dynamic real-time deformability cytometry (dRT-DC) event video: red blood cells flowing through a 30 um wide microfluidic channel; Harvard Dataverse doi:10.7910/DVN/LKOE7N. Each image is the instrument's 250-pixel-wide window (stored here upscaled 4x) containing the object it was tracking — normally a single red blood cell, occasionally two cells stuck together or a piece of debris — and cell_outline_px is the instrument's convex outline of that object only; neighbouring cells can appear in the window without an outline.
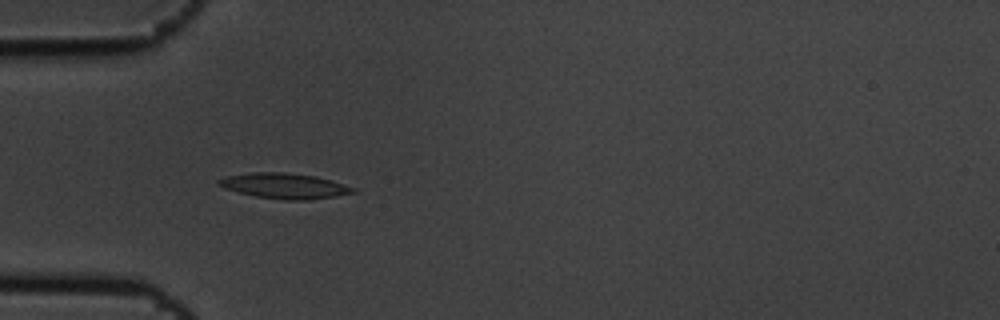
{"species": "common noctule bat (a hibernating species)", "species_latin": "Nyctalus noctula", "temperature_condition": "cold", "stored_images_in_passage": 4, "camera_frame_rate_fps": 3000, "um_per_image_px": 0.085, "animal": {"sex": "male", "body_mass_g": 19.5, "forearm_length_mm": 54.6}, "frame": {"image": 1, "passage_image": 3, "time_ms": 0.667, "image_size_px": [1000, 320], "cell_outline_px": [[356, 192], [336, 196], [308, 200], [284, 200], [256, 196], [224, 188], [216, 184], [216, 180], [224, 176], [252, 172], [284, 172], [316, 176], [332, 180], [356, 188]], "centroid_in_image_um": [24.17, 15.79], "position_along_channel_um": 60.8, "area_um2": 20.0}}
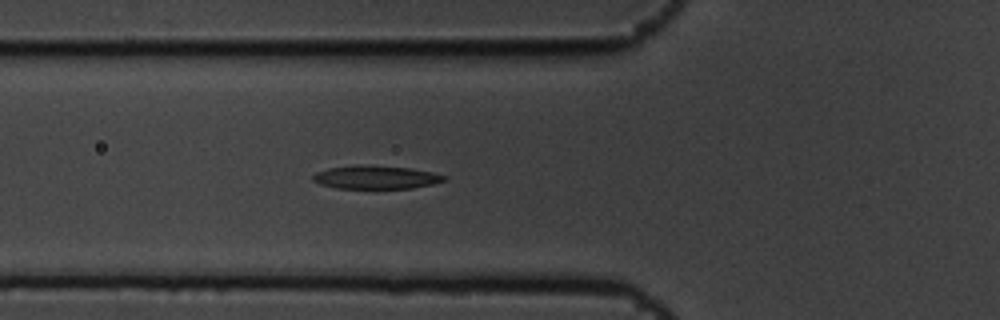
{"frame": {"image": 2, "passage_image": 4, "time_ms": 1.0, "image_size_px": [1000, 320], "cell_outline_px": [[448, 180], [432, 184], [412, 188], [336, 188], [320, 184], [312, 180], [312, 176], [316, 172], [328, 168], [356, 164], [364, 164], [408, 168], [432, 172], [448, 176]], "centroid_in_image_um": [31.95, 15.06], "position_along_channel_um": 93.9, "area_um2": 17.98}}